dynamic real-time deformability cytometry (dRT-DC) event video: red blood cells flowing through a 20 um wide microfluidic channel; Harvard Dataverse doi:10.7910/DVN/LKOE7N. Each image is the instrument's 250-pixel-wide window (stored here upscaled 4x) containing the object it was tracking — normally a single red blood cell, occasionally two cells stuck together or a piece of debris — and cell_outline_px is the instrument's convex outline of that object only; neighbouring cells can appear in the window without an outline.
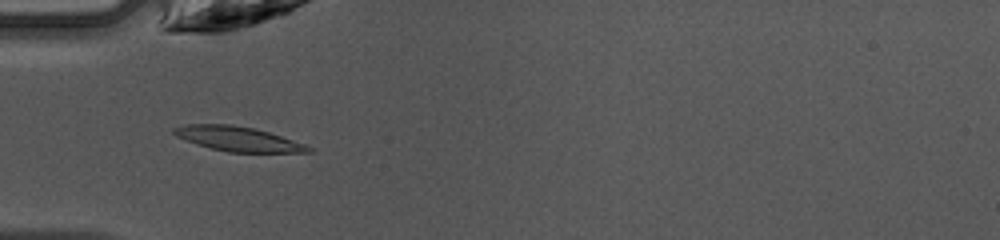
{"species": "common noctule bat (a hibernating species)", "species_latin": "Nyctalus noctula", "temperature_condition": "warm", "stored_images_in_passage": 47, "camera_frame_rate_fps": 3000, "um_per_image_px": 0.085, "animal": {"sex": "female", "body_mass_g": 10.0, "forearm_length_mm": 53.1}, "frame": {"image": 1, "passage_image": 15, "time_ms": 4.667, "image_size_px": [1000, 240], "cell_outline_px": [[316, 148], [312, 152], [228, 152], [212, 148], [176, 136], [172, 132], [172, 128], [184, 124], [232, 124], [252, 128], [268, 132]], "centroid_in_image_um": [20.24, 11.8], "position_along_channel_um": 64.8, "area_um2": 19.02}}
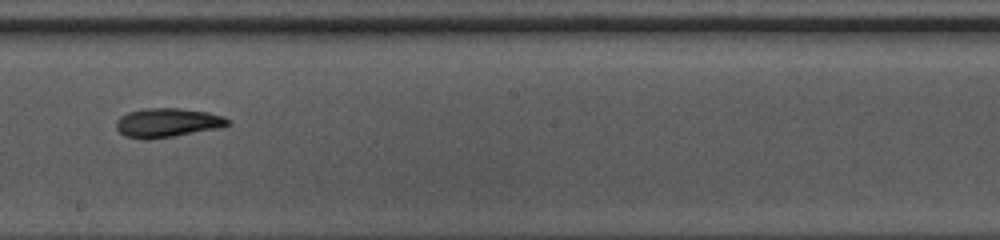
{"frame": {"image": 2, "passage_image": 27, "time_ms": 8.667, "image_size_px": [1000, 240], "cell_outline_px": [[232, 124], [216, 128], [172, 136], [148, 140], [144, 140], [124, 136], [116, 128], [116, 120], [120, 116], [128, 112], [144, 108], [180, 108], [208, 112], [224, 116], [232, 120]], "centroid_in_image_um": [14.22, 10.42], "position_along_channel_um": 234.0, "area_um2": 19.02}}
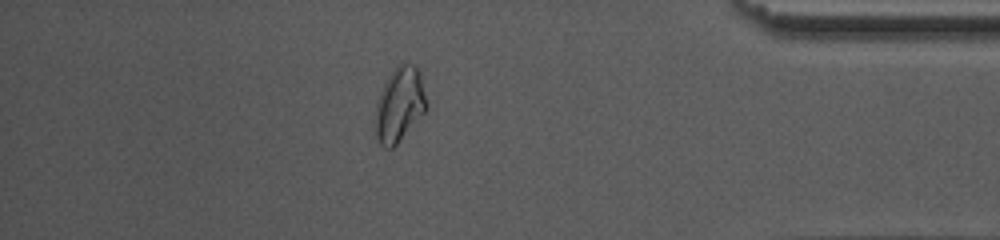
{"frame": {"image": 3, "passage_image": 41, "time_ms": 13.333, "image_size_px": [1000, 240], "cell_outline_px": [[428, 108], [396, 144], [392, 148], [384, 148], [380, 144], [376, 136], [372, 124], [376, 100], [384, 84], [392, 72], [404, 60], [408, 60], [420, 68], [428, 104]], "centroid_in_image_um": [33.95, 8.86], "position_along_channel_um": 401.3, "area_um2": 22.89}, "authors_computed_cell_mechanics": {"area_um2": 18.9584, "velocity_mm_per_s": 4.2395, "shape_relaxation_time_tau1_ms": 4.9134, "shape_relaxation_time_tau2_ms": 3.7357, "deformation_change_tau1": 0.1727, "deformation_change_tau2": 0.1138}}